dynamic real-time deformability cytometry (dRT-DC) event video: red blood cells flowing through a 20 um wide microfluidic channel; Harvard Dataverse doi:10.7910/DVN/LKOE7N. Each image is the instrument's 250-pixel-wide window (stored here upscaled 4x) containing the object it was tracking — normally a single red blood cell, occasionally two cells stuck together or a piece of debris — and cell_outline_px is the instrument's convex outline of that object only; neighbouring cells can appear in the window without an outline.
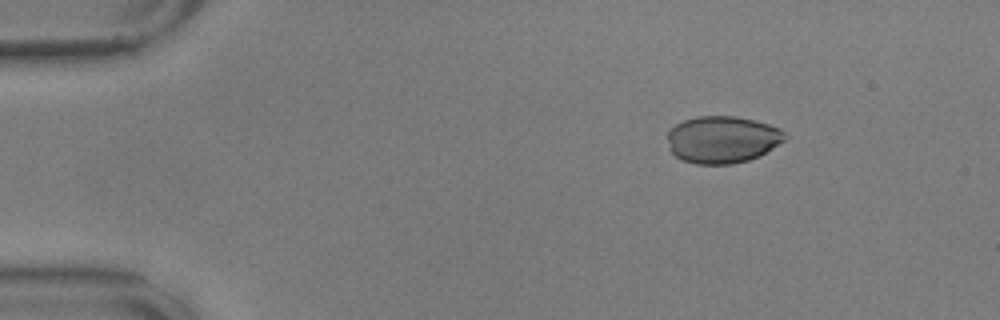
{"species": "common noctule bat (a hibernating species)", "species_latin": "Nyctalus noctula", "temperature_condition": "warm", "stored_images_in_passage": 56, "camera_frame_rate_fps": 3000, "um_per_image_px": 0.085, "animal": {"sex": "male", "body_mass_g": 17.9, "forearm_length_mm": 54.2}, "frame": {"image": 1, "passage_image": 8, "time_ms": 2.333, "image_size_px": [1000, 320], "cell_outline_px": [[788, 136], [784, 140], [760, 156], [748, 160], [732, 164], [696, 164], [680, 160], [672, 152], [668, 140], [668, 132], [676, 124], [684, 120], [696, 116], [736, 116], [768, 124], [780, 128]], "centroid_in_image_um": [61.4, 11.86], "position_along_channel_um": 23.6, "area_um2": 32.19}}
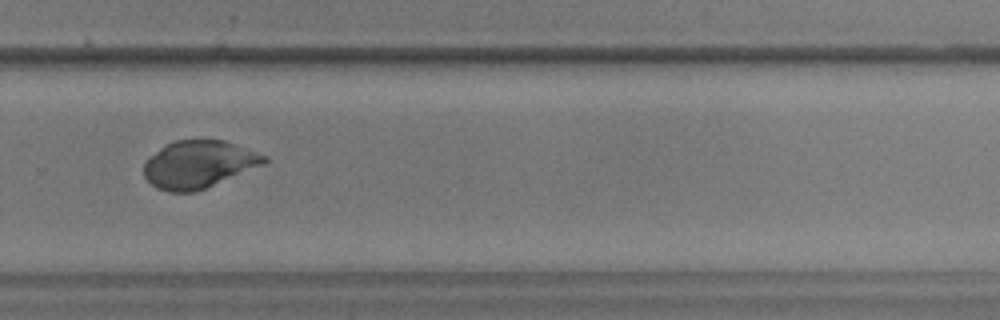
{"frame": {"image": 2, "passage_image": 39, "time_ms": 12.667, "image_size_px": [1000, 320], "cell_outline_px": [[268, 160], [264, 164], [196, 192], [168, 192], [156, 188], [144, 176], [144, 164], [160, 148], [176, 140], [224, 140], [268, 156]], "centroid_in_image_um": [16.9, 13.98], "position_along_channel_um": 312.9, "area_um2": 32.95}}
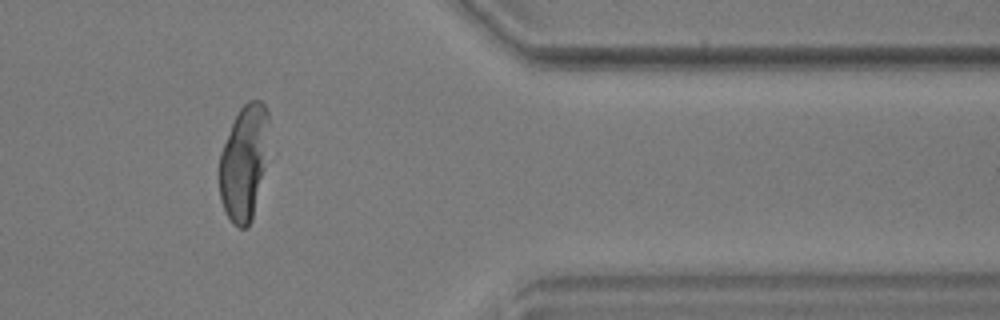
{"frame": {"image": 3, "passage_image": 47, "time_ms": 15.333, "image_size_px": [1000, 320], "cell_outline_px": [[268, 120], [264, 152], [260, 176], [252, 220], [248, 228], [240, 228], [228, 216], [220, 200], [220, 152], [232, 124], [240, 108], [248, 100], [260, 100], [264, 104], [268, 112]], "centroid_in_image_um": [20.68, 13.79], "position_along_channel_um": 390.7, "area_um2": 31.62}}